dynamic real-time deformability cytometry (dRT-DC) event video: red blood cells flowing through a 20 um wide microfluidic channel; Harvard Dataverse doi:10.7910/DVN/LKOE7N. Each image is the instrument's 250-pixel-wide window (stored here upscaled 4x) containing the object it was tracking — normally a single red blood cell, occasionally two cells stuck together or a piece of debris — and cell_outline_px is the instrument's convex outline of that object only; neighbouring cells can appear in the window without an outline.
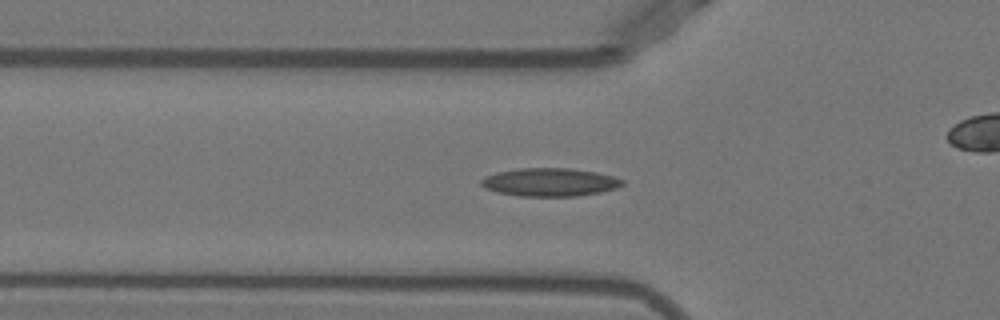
{"species": "Egyptian fruit bat (a non-hibernating species)", "species_latin": "Rousettus aegyptiacus", "temperature_condition": "warm", "stored_images_in_passage": 45, "camera_frame_rate_fps": 3000, "um_per_image_px": 0.085, "animal": {"sex": "female"}, "frame": {"image": 1, "passage_image": 10, "time_ms": 3.0, "image_size_px": [1000, 320], "cell_outline_px": [[624, 184], [616, 188], [600, 192], [576, 196], [520, 196], [496, 192], [484, 188], [480, 184], [480, 180], [484, 176], [496, 172], [516, 168], [568, 168], [596, 172], [612, 176], [624, 180]], "centroid_in_image_um": [46.68, 15.48], "position_along_channel_um": 79.1, "area_um2": 23.29}}
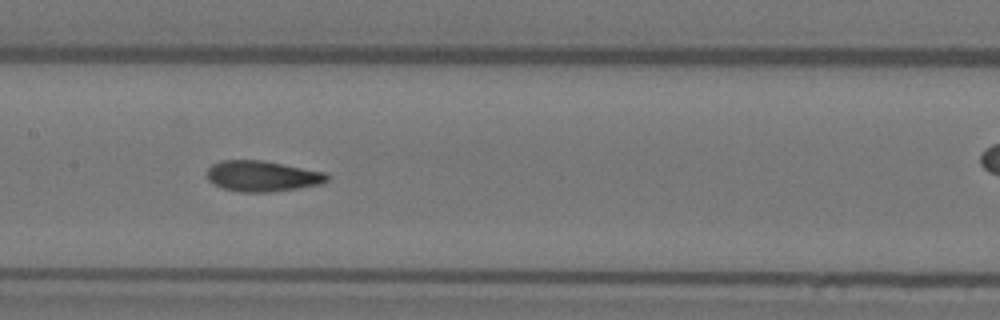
{"frame": {"image": 2, "passage_image": 18, "time_ms": 5.667, "image_size_px": [1000, 320], "cell_outline_px": [[328, 180], [320, 184], [296, 188], [268, 192], [240, 192], [224, 188], [208, 180], [208, 168], [212, 164], [220, 160], [264, 160], [324, 172], [328, 176]], "centroid_in_image_um": [22.28, 14.96], "position_along_channel_um": 185.1, "area_um2": 21.27}}
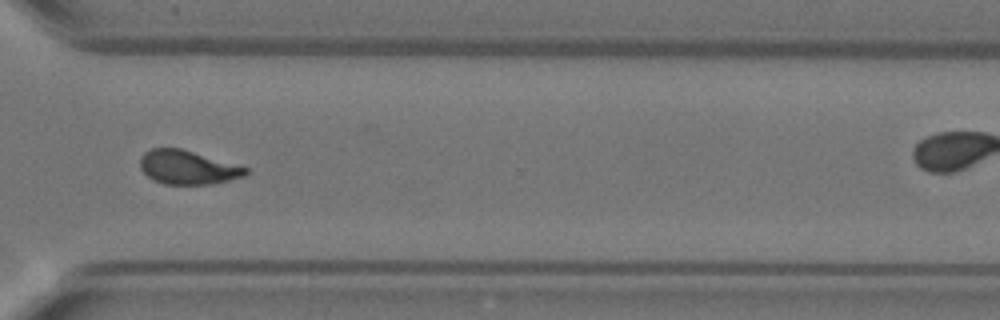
{"frame": {"image": 3, "passage_image": 31, "time_ms": 10.0, "image_size_px": [1000, 320], "cell_outline_px": [[248, 176], [212, 184], [164, 184], [152, 180], [140, 168], [140, 156], [144, 152], [152, 148], [180, 148], [248, 168]], "centroid_in_image_um": [15.94, 14.23], "position_along_channel_um": 354.7, "area_um2": 20.81}, "authors_computed_cell_mechanics": {"area_um2": 21.2704, "velocity_mm_per_s": 3.9296, "shape_relaxation_time_tau1_ms": 8.7831, "shape_relaxation_time_tau2_ms": 1.5787, "deformation_change_tau1": 0.2326, "deformation_change_tau2": 0.0846}}